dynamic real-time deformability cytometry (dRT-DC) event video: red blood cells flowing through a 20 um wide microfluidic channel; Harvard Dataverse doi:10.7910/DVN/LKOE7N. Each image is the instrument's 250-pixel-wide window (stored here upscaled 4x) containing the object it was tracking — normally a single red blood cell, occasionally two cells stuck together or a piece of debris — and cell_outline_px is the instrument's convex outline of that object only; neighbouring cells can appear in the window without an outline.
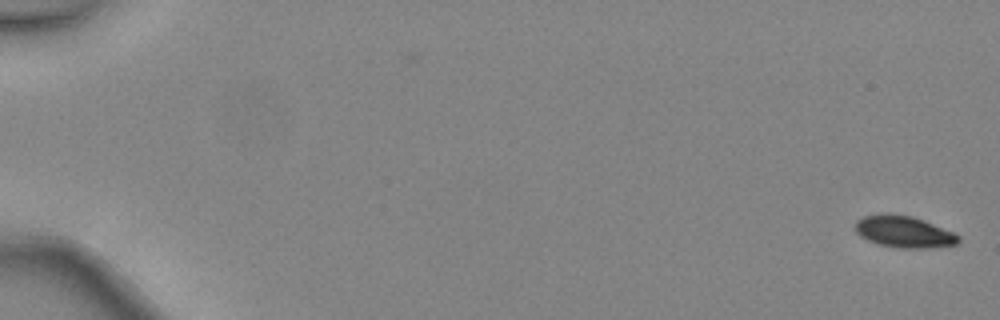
{"species": "common noctule bat (a hibernating species)", "species_latin": "Nyctalus noctula", "temperature_condition": "warm", "stored_images_in_passage": 6, "camera_frame_rate_fps": 3000, "um_per_image_px": 0.085, "animal": {"sex": "female", "body_mass_g": 24.6, "forearm_length_mm": 56.2}, "frame": {"image": 1, "passage_image": 1, "time_ms": 0.0, "image_size_px": [1000, 320], "cell_outline_px": [[960, 240], [956, 244], [928, 248], [904, 248], [880, 244], [868, 240], [860, 236], [856, 232], [856, 220], [864, 216], [888, 212], [912, 216], [924, 220], [956, 232], [960, 236]], "centroid_in_image_um": [76.86, 19.68], "position_along_channel_um": 8.1, "area_um2": 19.19}}
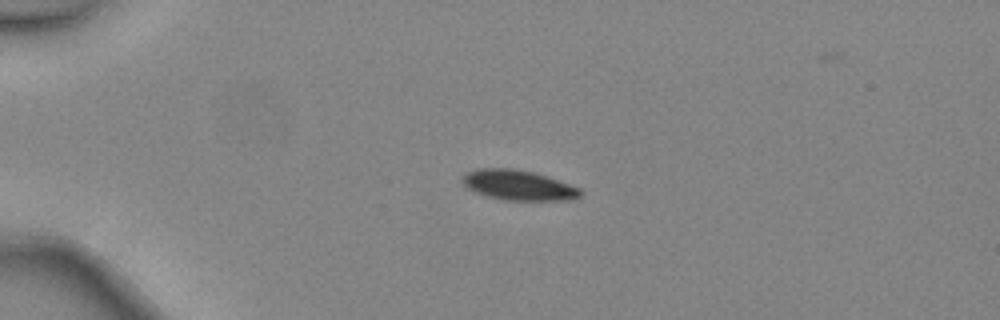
{"frame": {"image": 2, "passage_image": 4, "time_ms": 1.0, "image_size_px": [1000, 320], "cell_outline_px": [[584, 192], [580, 196], [572, 200], [504, 200], [488, 196], [476, 192], [468, 188], [460, 180], [468, 172], [476, 168], [512, 168], [532, 172], [548, 176], [580, 188]], "centroid_in_image_um": [44.09, 15.74], "position_along_channel_um": 40.9, "area_um2": 20.69}}
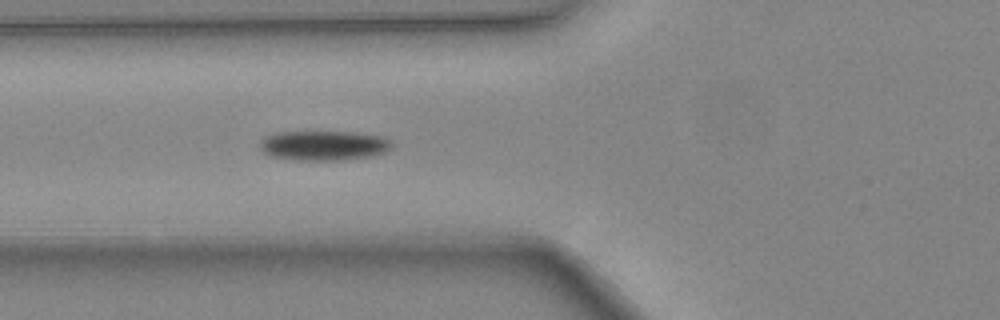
{"frame": {"image": 3, "passage_image": 6, "time_ms": 1.667, "image_size_px": [1000, 320], "cell_outline_px": [[392, 148], [384, 152], [372, 156], [340, 160], [296, 160], [272, 156], [264, 152], [260, 148], [260, 140], [264, 136], [276, 132], [356, 132], [380, 136], [392, 140]], "centroid_in_image_um": [27.52, 12.36], "position_along_channel_um": 98.3, "area_um2": 22.95}}